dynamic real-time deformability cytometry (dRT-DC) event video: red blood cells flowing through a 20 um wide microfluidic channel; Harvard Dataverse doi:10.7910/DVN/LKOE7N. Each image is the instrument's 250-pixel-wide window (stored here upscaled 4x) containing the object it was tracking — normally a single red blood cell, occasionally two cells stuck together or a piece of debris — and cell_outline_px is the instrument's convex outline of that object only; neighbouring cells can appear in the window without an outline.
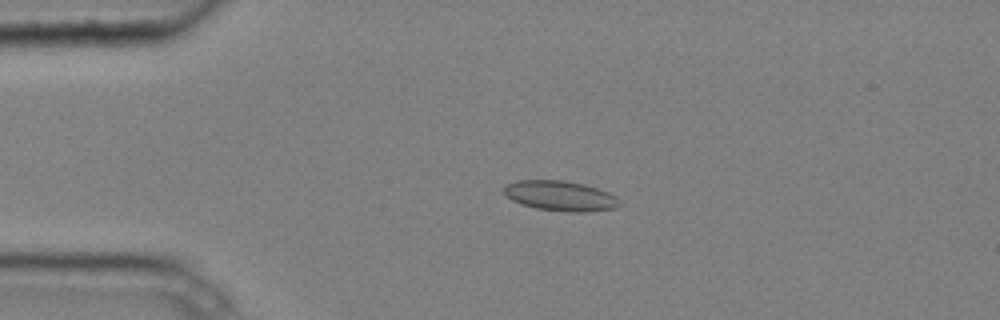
{"species": "common noctule bat (a hibernating species)", "species_latin": "Nyctalus noctula", "temperature_condition": "cold", "stored_images_in_passage": 4, "camera_frame_rate_fps": 3000, "um_per_image_px": 0.085, "animal": {"sex": "male", "body_mass_g": 20.4}, "frame": {"image": 1, "passage_image": 3, "time_ms": 0.667, "image_size_px": [1000, 320], "cell_outline_px": [[620, 204], [616, 208], [588, 212], [568, 212], [536, 208], [520, 204], [512, 200], [504, 192], [504, 188], [508, 184], [516, 180], [564, 180], [584, 184], [608, 192], [616, 196], [620, 200]], "centroid_in_image_um": [47.65, 16.65], "position_along_channel_um": 37.3, "area_um2": 20.29}}